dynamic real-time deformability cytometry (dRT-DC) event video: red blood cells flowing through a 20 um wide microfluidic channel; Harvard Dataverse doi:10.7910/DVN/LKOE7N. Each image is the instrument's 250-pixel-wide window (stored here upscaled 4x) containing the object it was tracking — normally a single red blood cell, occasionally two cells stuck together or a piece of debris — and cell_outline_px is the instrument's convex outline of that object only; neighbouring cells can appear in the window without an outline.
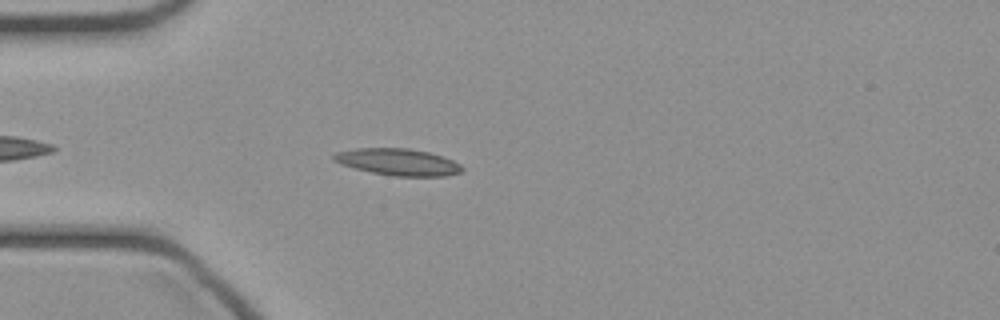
{"species": "common noctule bat (a hibernating species)", "species_latin": "Nyctalus noctula", "temperature_condition": "cold", "stored_images_in_passage": 36, "camera_frame_rate_fps": 3000, "um_per_image_px": 0.085, "animal": {"sex": "female", "body_mass_g": 21.9}, "frame": {"image": 1, "passage_image": 2, "time_ms": 0.333, "image_size_px": [1000, 320], "cell_outline_px": [[464, 168], [460, 172], [448, 176], [392, 176], [372, 172], [340, 164], [332, 160], [332, 156], [336, 152], [356, 148], [408, 148], [428, 152], [452, 160], [460, 164]], "centroid_in_image_um": [33.81, 13.77], "position_along_channel_um": 51.2, "area_um2": 19.94}}
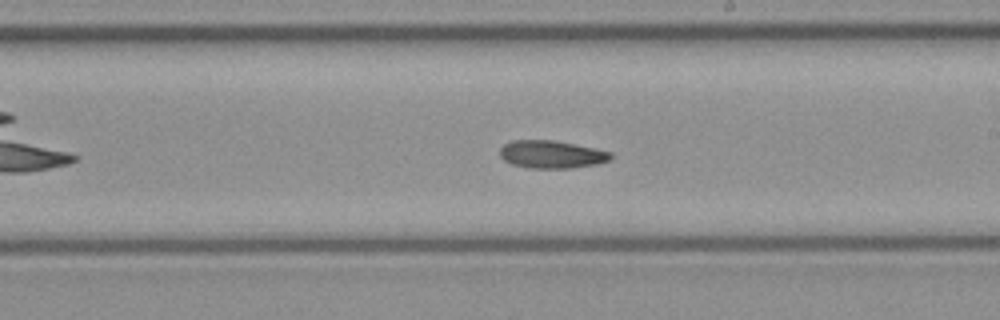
{"frame": {"image": 2, "passage_image": 16, "time_ms": 5.0, "image_size_px": [1000, 320], "cell_outline_px": [[612, 160], [596, 164], [572, 168], [528, 168], [512, 164], [504, 160], [500, 156], [500, 148], [504, 144], [512, 140], [552, 140], [612, 152]], "centroid_in_image_um": [46.87, 13.13], "position_along_channel_um": 242.1, "area_um2": 17.86}}
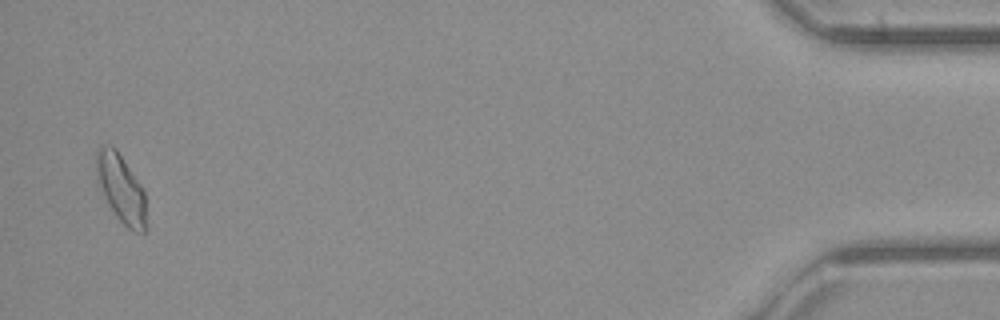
{"frame": {"image": 3, "passage_image": 35, "time_ms": 11.333, "image_size_px": [1000, 320], "cell_outline_px": [[148, 232], [132, 232], [120, 220], [112, 208], [100, 188], [96, 180], [96, 148], [100, 144], [112, 144], [116, 148], [140, 184], [144, 192], [148, 224]], "centroid_in_image_um": [10.3, 16.01], "position_along_channel_um": 424.9, "area_um2": 20.11}}